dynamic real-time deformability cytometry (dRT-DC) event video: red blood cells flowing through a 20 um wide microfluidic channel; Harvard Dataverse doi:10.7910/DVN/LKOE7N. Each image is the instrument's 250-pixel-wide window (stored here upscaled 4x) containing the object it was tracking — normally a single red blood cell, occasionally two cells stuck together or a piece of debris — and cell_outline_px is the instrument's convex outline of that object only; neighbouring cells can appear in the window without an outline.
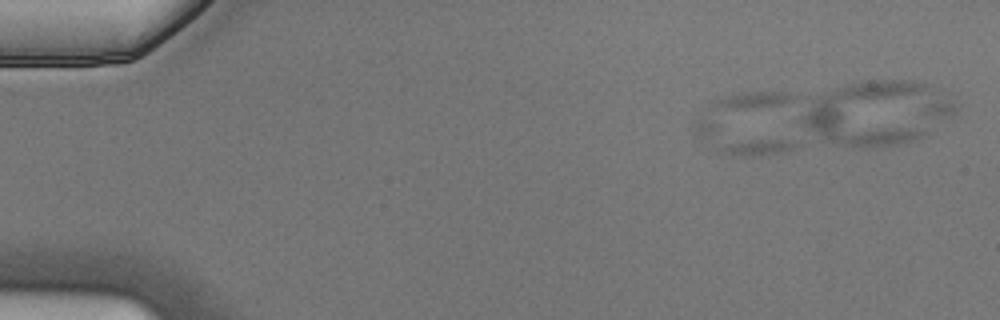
{"species": "Egyptian fruit bat (a non-hibernating species)", "species_latin": "Rousettus aegyptiacus", "temperature_condition": "cold", "stored_images_in_passage": 3, "camera_frame_rate_fps": 3000, "um_per_image_px": 0.085, "animal": {"sex": "male"}, "frame": {"image": 1, "passage_image": 1, "time_ms": 0.0, "image_size_px": [1000, 320], "cell_outline_px": [[800, 148], [784, 152], [764, 156], [732, 156], [716, 152], [700, 140], [692, 128], [692, 124], [700, 116], [792, 140]], "centroid_in_image_um": [62.85, 11.85], "position_along_channel_um": 22.2, "area_um2": 17.74}}